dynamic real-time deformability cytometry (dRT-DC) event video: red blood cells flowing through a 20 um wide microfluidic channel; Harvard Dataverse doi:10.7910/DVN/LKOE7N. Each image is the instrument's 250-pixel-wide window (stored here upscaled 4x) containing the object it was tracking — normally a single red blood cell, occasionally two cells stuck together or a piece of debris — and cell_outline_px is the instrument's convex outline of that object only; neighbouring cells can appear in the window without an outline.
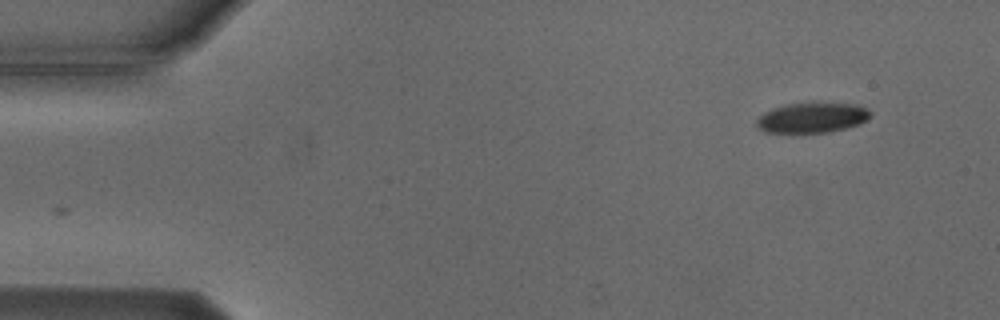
{"species": "Egyptian fruit bat (a non-hibernating species)", "species_latin": "Rousettus aegyptiacus", "temperature_condition": "cold", "stored_images_in_passage": 4, "camera_frame_rate_fps": 3000, "um_per_image_px": 0.085, "animal": {"sex": "male"}, "frame": {"image": 1, "passage_image": 1, "time_ms": 0.0, "image_size_px": [1000, 320], "cell_outline_px": [[872, 116], [860, 124], [828, 132], [764, 132], [756, 124], [756, 120], [764, 112], [784, 104], [856, 104], [868, 108], [872, 112]], "centroid_in_image_um": [69.06, 10.01], "position_along_channel_um": 15.9, "area_um2": 19.65}}
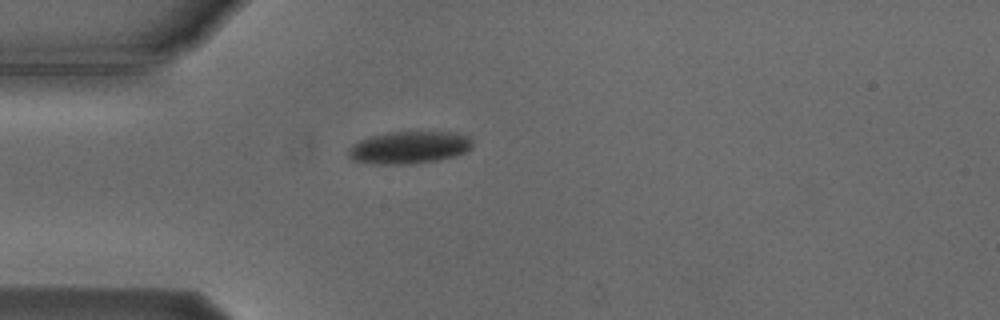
{"frame": {"image": 2, "passage_image": 4, "time_ms": 3.333, "image_size_px": [1000, 320], "cell_outline_px": [[472, 144], [468, 152], [456, 156], [436, 160], [408, 164], [372, 164], [352, 160], [348, 156], [348, 148], [352, 144], [368, 136], [388, 132], [452, 132], [468, 136], [472, 140]], "centroid_in_image_um": [34.75, 12.54], "position_along_channel_um": 50.2, "area_um2": 23.58}}